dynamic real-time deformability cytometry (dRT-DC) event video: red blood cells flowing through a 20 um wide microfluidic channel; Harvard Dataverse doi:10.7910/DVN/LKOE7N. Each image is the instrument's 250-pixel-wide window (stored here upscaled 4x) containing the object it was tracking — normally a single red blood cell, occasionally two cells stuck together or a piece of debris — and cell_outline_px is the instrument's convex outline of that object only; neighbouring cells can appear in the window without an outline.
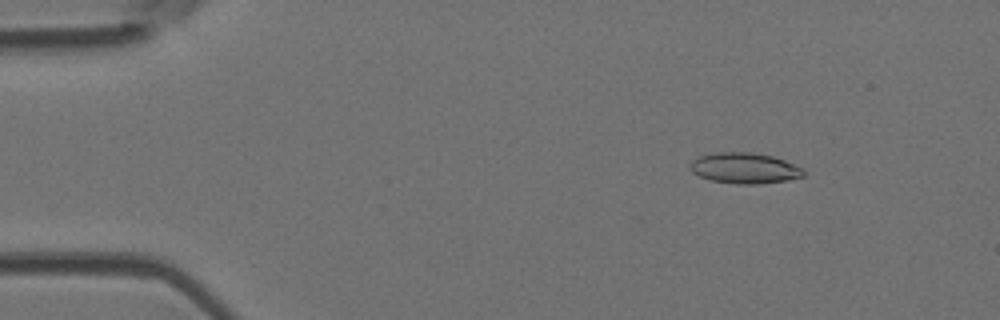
{"species": "Egyptian fruit bat (a non-hibernating species)", "species_latin": "Rousettus aegyptiacus", "temperature_condition": "room temperature", "stored_images_in_passage": 48, "camera_frame_rate_fps": 3000, "um_per_image_px": 0.085, "animal": {"sex": "female"}, "frame": {"image": 1, "passage_image": 5, "time_ms": 1.333, "image_size_px": [1000, 320], "cell_outline_px": [[804, 176], [788, 180], [760, 184], [736, 184], [712, 180], [700, 176], [692, 172], [688, 168], [688, 164], [696, 156], [716, 152], [752, 152], [772, 156], [784, 160], [804, 168]], "centroid_in_image_um": [63.26, 14.28], "position_along_channel_um": 21.7, "area_um2": 20.58}}
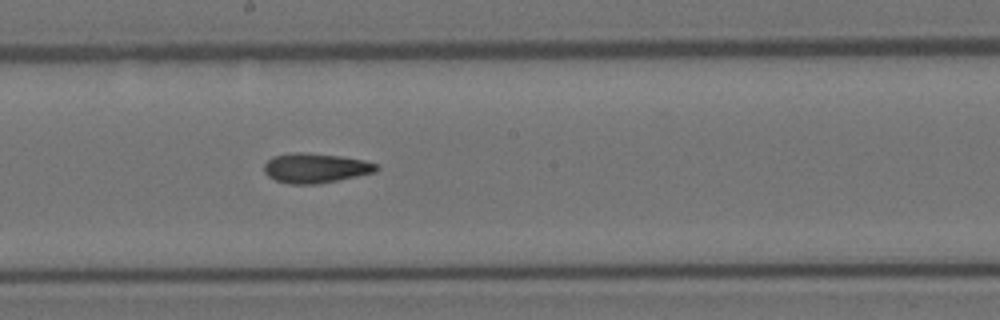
{"frame": {"image": 2, "passage_image": 25, "time_ms": 8.0, "image_size_px": [1000, 320], "cell_outline_px": [[380, 168], [376, 172], [316, 184], [288, 184], [276, 180], [268, 176], [264, 172], [264, 164], [272, 156], [288, 152], [308, 152], [340, 156], [364, 160], [376, 164]], "centroid_in_image_um": [26.78, 14.27], "position_along_channel_um": 221.4, "area_um2": 19.54}}
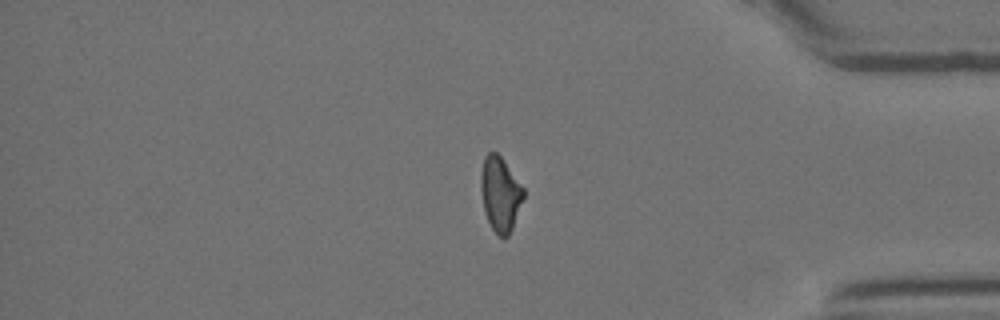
{"frame": {"image": 3, "passage_image": 39, "time_ms": 12.667, "image_size_px": [1000, 320], "cell_outline_px": [[524, 196], [512, 228], [508, 236], [504, 240], [492, 228], [484, 212], [480, 188], [480, 176], [484, 156], [488, 152], [496, 152], [500, 156], [524, 188]], "centroid_in_image_um": [42.5, 16.49], "position_along_channel_um": 392.7, "area_um2": 18.44}, "authors_computed_cell_mechanics": {"area_um2": 19.1896, "velocity_mm_per_s": 4.2103, "shape_relaxation_time_tau1_ms": null, "shape_relaxation_time_tau2_ms": 2.9468, "deformation_change_tau1": null, "deformation_change_tau2": 0.1162}}